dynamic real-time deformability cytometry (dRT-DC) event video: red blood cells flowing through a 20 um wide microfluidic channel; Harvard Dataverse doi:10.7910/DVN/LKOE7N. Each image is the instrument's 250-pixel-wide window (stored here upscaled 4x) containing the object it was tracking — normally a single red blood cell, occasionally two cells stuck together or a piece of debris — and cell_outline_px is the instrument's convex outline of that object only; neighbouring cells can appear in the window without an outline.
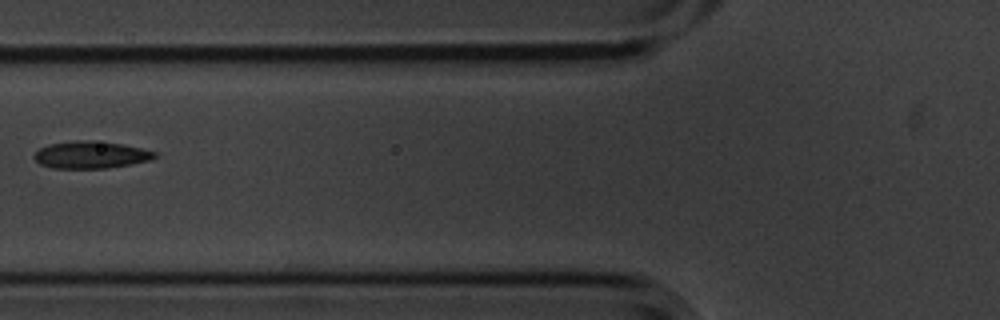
{"species": "common noctule bat (a hibernating species)", "species_latin": "Nyctalus noctula", "temperature_condition": "cold", "stored_images_in_passage": 7, "camera_frame_rate_fps": 3000, "um_per_image_px": 0.085, "animal": {"sex": "male", "body_mass_g": 20.1, "forearm_length_mm": 53.5}, "frame": {"image": 1, "passage_image": 6, "time_ms": 1.667, "image_size_px": [1000, 320], "cell_outline_px": [[156, 156], [148, 160], [132, 164], [108, 168], [52, 168], [40, 164], [32, 156], [40, 148], [48, 144], [76, 140], [92, 140], [124, 144], [156, 152]], "centroid_in_image_um": [7.69, 13.15], "position_along_channel_um": 118.1, "area_um2": 19.07}}
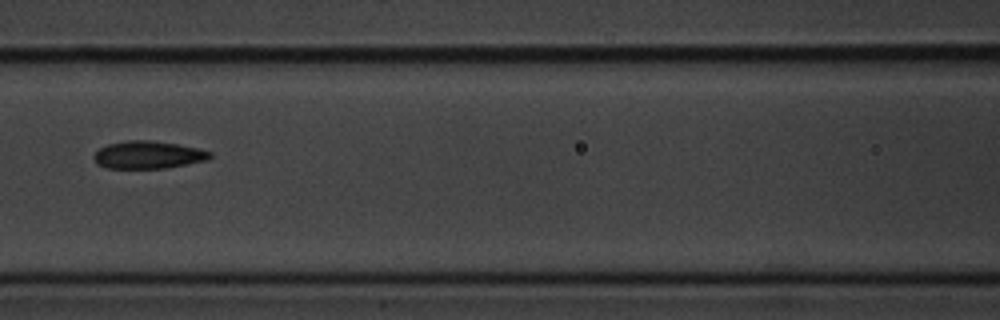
{"frame": {"image": 2, "passage_image": 7, "time_ms": 2.0, "image_size_px": [1000, 320], "cell_outline_px": [[212, 156], [208, 160], [164, 168], [108, 168], [96, 164], [92, 156], [100, 148], [108, 144], [128, 140], [148, 140], [176, 144], [196, 148], [212, 152]], "centroid_in_image_um": [12.57, 13.16], "position_along_channel_um": 154.0, "area_um2": 18.55}}